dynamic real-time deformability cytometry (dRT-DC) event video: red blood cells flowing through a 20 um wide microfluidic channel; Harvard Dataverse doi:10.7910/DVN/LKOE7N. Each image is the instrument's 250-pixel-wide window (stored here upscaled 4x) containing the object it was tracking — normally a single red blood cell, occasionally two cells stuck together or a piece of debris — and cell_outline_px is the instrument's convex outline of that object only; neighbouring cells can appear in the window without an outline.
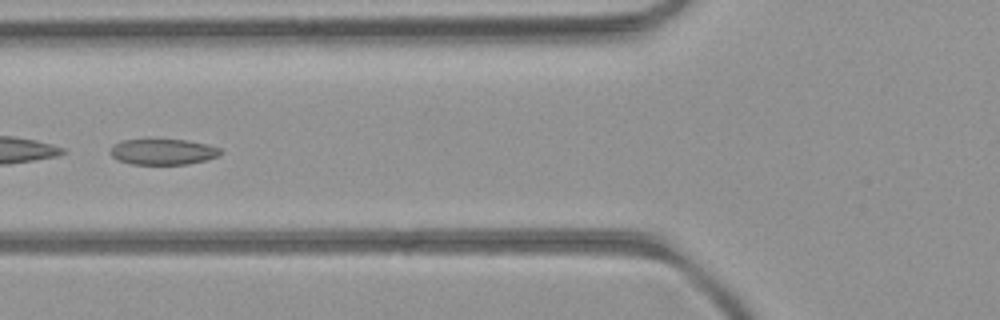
{"species": "common noctule bat (a hibernating species)", "species_latin": "Nyctalus noctula", "temperature_condition": "room temperature", "stored_images_in_passage": 11, "camera_frame_rate_fps": 3000, "um_per_image_px": 0.085, "animal": {"sex": "female", "body_mass_g": 21.9}, "frame": {"image": 1, "passage_image": 5, "time_ms": 1.333, "image_size_px": [1000, 320], "cell_outline_px": [[224, 152], [220, 156], [188, 164], [132, 164], [116, 160], [108, 152], [112, 144], [124, 140], [188, 140], [208, 144], [224, 148]], "centroid_in_image_um": [13.89, 12.9], "position_along_channel_um": 111.9, "area_um2": 16.82}}
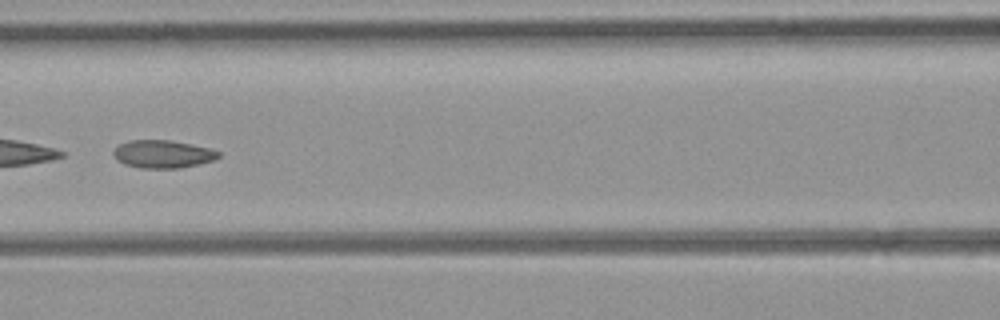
{"frame": {"image": 2, "passage_image": 8, "time_ms": 2.333, "image_size_px": [1000, 320], "cell_outline_px": [[220, 156], [212, 160], [180, 168], [140, 168], [124, 164], [116, 160], [112, 152], [120, 144], [132, 140], [168, 140], [192, 144], [208, 148], [220, 152]], "centroid_in_image_um": [13.8, 13.1], "position_along_channel_um": 152.8, "area_um2": 16.88}}
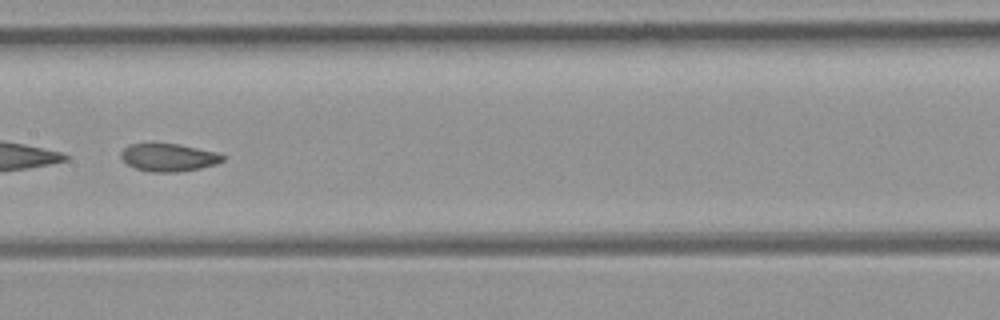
{"frame": {"image": 3, "passage_image": 11, "time_ms": 3.333, "image_size_px": [1000, 320], "cell_outline_px": [[224, 160], [216, 164], [200, 168], [176, 172], [148, 172], [136, 168], [128, 164], [120, 156], [120, 152], [124, 148], [132, 144], [152, 140], [180, 144], [216, 152], [224, 156]], "centroid_in_image_um": [14.29, 13.34], "position_along_channel_um": 193.1, "area_um2": 16.99}}